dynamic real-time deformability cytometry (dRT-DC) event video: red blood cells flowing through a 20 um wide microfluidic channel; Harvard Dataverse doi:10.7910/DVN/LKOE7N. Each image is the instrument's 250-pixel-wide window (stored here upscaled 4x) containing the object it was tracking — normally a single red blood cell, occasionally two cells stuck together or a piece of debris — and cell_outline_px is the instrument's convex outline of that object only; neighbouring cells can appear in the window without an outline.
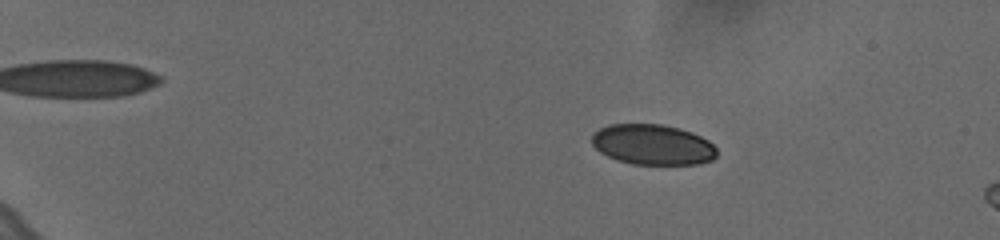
{"species": "human", "species_latin": "Homo sapiens", "temperature_condition": "cold", "stored_images_in_passage": 60, "camera_frame_rate_fps": 3000, "um_per_image_px": 0.085, "donor": {"sex": "female"}, "frame": {"image": 1, "passage_image": 12, "time_ms": 3.667, "image_size_px": [1000, 240], "cell_outline_px": [[716, 156], [712, 160], [696, 164], [632, 164], [608, 156], [600, 152], [592, 144], [592, 132], [608, 124], [660, 124], [680, 128], [692, 132], [708, 140], [716, 148]], "centroid_in_image_um": [55.47, 12.28], "position_along_channel_um": 29.5, "area_um2": 29.42}}
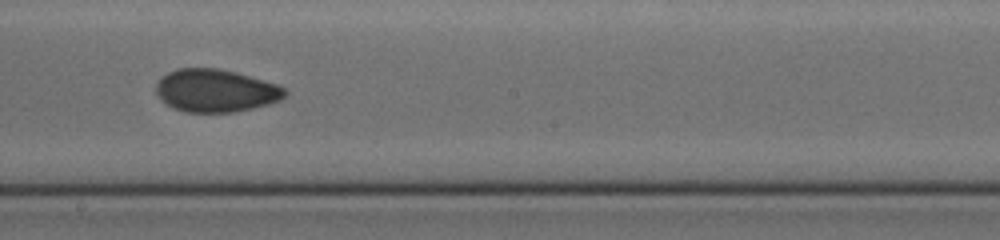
{"frame": {"image": 2, "passage_image": 38, "time_ms": 12.333, "image_size_px": [1000, 240], "cell_outline_px": [[288, 92], [280, 100], [268, 104], [252, 108], [232, 112], [184, 112], [172, 108], [160, 100], [156, 92], [156, 84], [168, 72], [176, 68], [216, 68], [236, 72], [276, 84], [284, 88]], "centroid_in_image_um": [18.3, 7.71], "position_along_channel_um": 229.9, "area_um2": 32.02}}
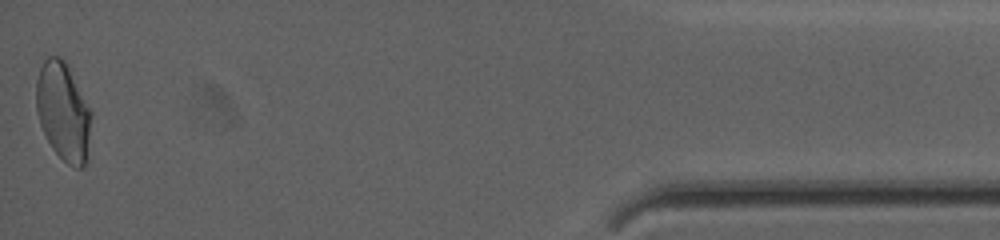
{"frame": {"image": 3, "passage_image": 60, "time_ms": 19.667, "image_size_px": [1000, 240], "cell_outline_px": [[92, 112], [88, 160], [80, 168], [76, 168], [68, 164], [52, 148], [40, 124], [36, 112], [36, 80], [40, 68], [44, 60], [48, 56], [60, 56], [68, 64]], "centroid_in_image_um": [5.39, 9.47], "position_along_channel_um": 429.8, "area_um2": 31.85}, "authors_computed_cell_mechanics": {"area_um2": 31.0675, "velocity_mm_per_s": 3.6289, "shape_relaxation_time_tau1_ms": 9.4643, "shape_relaxation_time_tau2_ms": 2.0557, "deformation_change_tau1": 0.1545, "deformation_change_tau2": 0.0536}}